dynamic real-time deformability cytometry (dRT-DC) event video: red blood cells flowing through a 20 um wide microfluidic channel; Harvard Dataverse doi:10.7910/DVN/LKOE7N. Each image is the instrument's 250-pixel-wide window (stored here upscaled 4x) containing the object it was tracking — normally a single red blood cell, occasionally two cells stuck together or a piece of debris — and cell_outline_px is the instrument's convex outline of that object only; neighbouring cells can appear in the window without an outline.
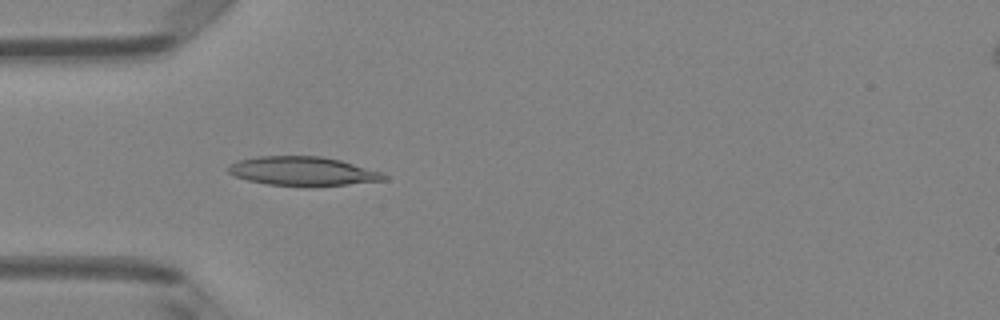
{"species": "Egyptian fruit bat (a non-hibernating species)", "species_latin": "Rousettus aegyptiacus", "temperature_condition": "room temperature", "stored_images_in_passage": 37, "camera_frame_rate_fps": 3000, "um_per_image_px": 0.085, "animal": {"sex": "female"}, "frame": {"image": 1, "passage_image": 12, "time_ms": 3.667, "image_size_px": [1000, 320], "cell_outline_px": [[388, 180], [308, 188], [268, 184], [248, 180], [236, 176], [228, 172], [228, 164], [240, 160], [256, 156], [320, 156], [340, 160], [384, 172], [388, 176]], "centroid_in_image_um": [25.79, 14.57], "position_along_channel_um": 59.2, "area_um2": 26.82}}
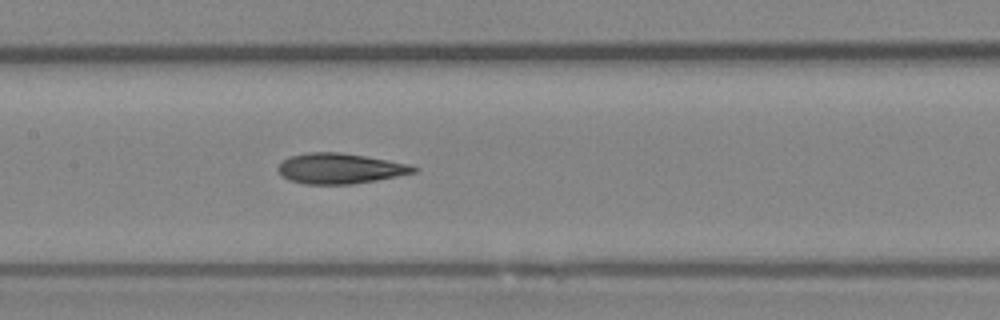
{"frame": {"image": 2, "passage_image": 21, "time_ms": 6.667, "image_size_px": [1000, 320], "cell_outline_px": [[420, 168], [416, 172], [376, 180], [352, 184], [304, 184], [288, 180], [280, 176], [276, 168], [288, 156], [308, 152], [340, 152], [364, 156], [408, 164]], "centroid_in_image_um": [28.84, 14.32], "position_along_channel_um": 178.6, "area_um2": 24.04}}
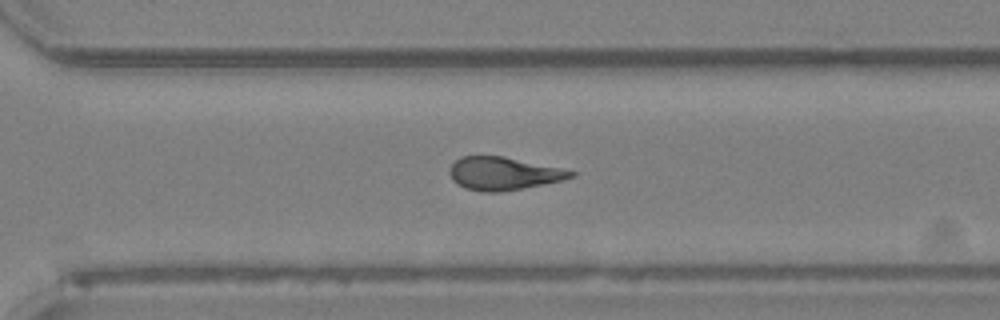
{"frame": {"image": 3, "passage_image": 32, "time_ms": 10.333, "image_size_px": [1000, 320], "cell_outline_px": [[576, 176], [544, 184], [500, 192], [484, 192], [464, 188], [456, 184], [452, 180], [448, 172], [448, 168], [460, 156], [504, 156], [560, 168], [576, 172]], "centroid_in_image_um": [42.73, 14.75], "position_along_channel_um": 327.9, "area_um2": 23.29}}